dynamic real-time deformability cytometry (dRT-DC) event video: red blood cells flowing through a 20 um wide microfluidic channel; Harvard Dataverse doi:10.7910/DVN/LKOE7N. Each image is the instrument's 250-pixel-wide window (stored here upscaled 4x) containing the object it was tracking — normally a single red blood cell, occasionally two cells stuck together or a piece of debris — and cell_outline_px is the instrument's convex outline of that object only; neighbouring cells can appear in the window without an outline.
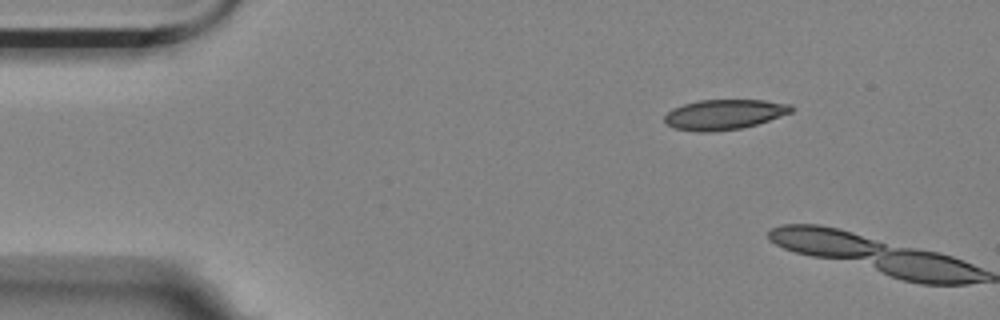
{"species": "Egyptian fruit bat (a non-hibernating species)", "species_latin": "Rousettus aegyptiacus", "temperature_condition": "room temperature", "stored_images_in_passage": 2, "camera_frame_rate_fps": 3000, "um_per_image_px": 0.085, "animal": {"sex": "female"}, "frame": {"image": 1, "passage_image": 1, "time_ms": 0.0, "image_size_px": [1000, 320], "cell_outline_px": [[792, 112], [756, 124], [740, 128], [712, 132], [696, 132], [672, 128], [664, 120], [664, 116], [672, 108], [684, 104], [700, 100], [764, 100], [792, 104]], "centroid_in_image_um": [61.53, 9.73], "position_along_channel_um": 23.5, "area_um2": 22.2}}